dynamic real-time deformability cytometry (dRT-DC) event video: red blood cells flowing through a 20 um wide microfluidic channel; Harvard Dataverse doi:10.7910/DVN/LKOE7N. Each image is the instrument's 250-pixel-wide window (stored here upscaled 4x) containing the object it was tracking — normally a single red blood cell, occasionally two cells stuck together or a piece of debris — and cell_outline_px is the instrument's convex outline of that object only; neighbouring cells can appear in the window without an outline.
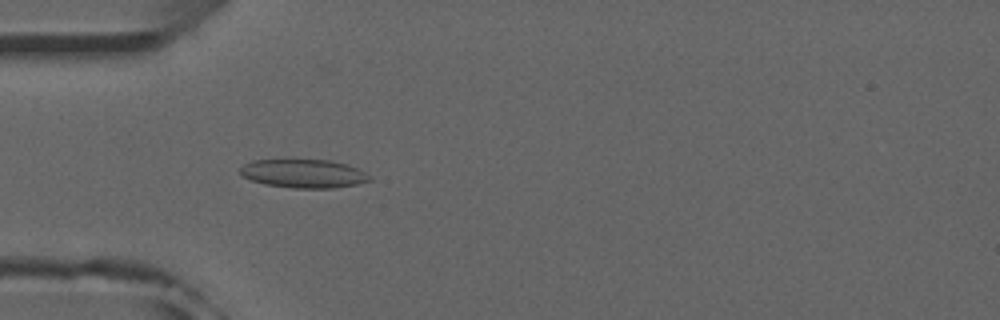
{"species": "common noctule bat (a hibernating species)", "species_latin": "Nyctalus noctula", "temperature_condition": "room temperature", "stored_images_in_passage": 51, "camera_frame_rate_fps": 3000, "um_per_image_px": 0.085, "animal": {"sex": "male", "forearm_length_mm": 52.5}, "frame": {"image": 1, "passage_image": 15, "time_ms": 4.667, "image_size_px": [1000, 320], "cell_outline_px": [[372, 180], [356, 184], [332, 188], [292, 188], [264, 184], [252, 180], [244, 176], [240, 172], [240, 168], [244, 164], [252, 160], [328, 160], [348, 164], [372, 176]], "centroid_in_image_um": [25.82, 14.75], "position_along_channel_um": 59.2, "area_um2": 21.44}}
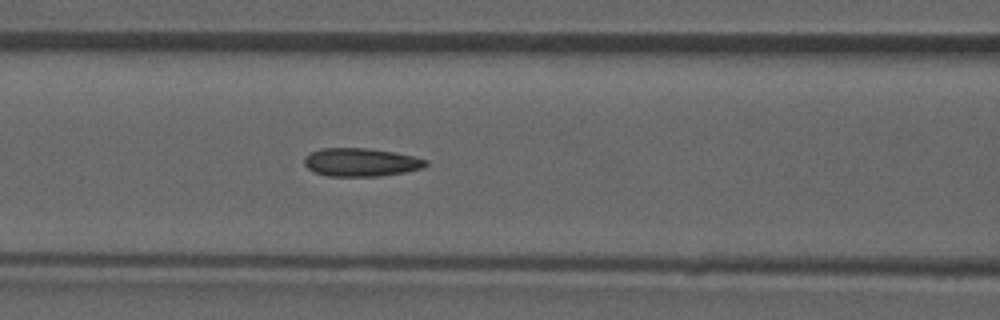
{"frame": {"image": 2, "passage_image": 21, "time_ms": 6.667, "image_size_px": [1000, 320], "cell_outline_px": [[428, 164], [424, 168], [404, 172], [380, 176], [328, 176], [316, 172], [308, 168], [304, 164], [304, 156], [320, 148], [368, 148], [396, 152], [428, 160]], "centroid_in_image_um": [30.69, 13.78], "position_along_channel_um": 135.9, "area_um2": 20.06}}
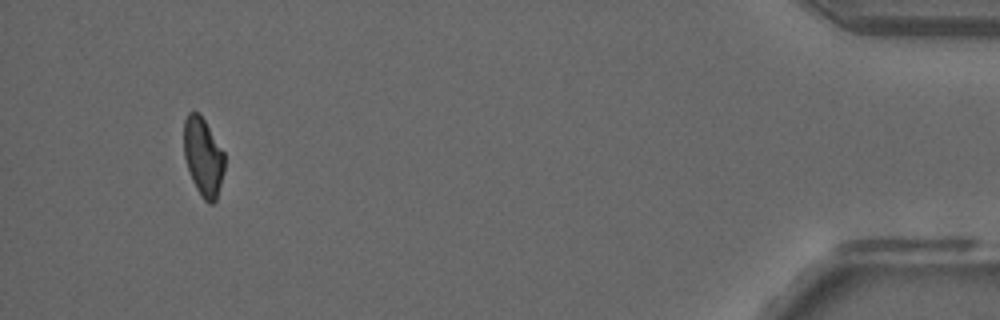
{"frame": {"image": 3, "passage_image": 48, "time_ms": 15.667, "image_size_px": [1000, 320], "cell_outline_px": [[224, 172], [216, 200], [212, 204], [208, 204], [204, 200], [196, 188], [192, 180], [184, 156], [184, 120], [188, 112], [196, 112], [204, 120], [224, 152]], "centroid_in_image_um": [17.27, 13.36], "position_along_channel_um": 417.9, "area_um2": 18.38}, "authors_computed_cell_mechanics": {"area_um2": 19.9988, "velocity_mm_per_s": 3.9689, "shape_relaxation_time_tau1_ms": null, "shape_relaxation_time_tau2_ms": 2.8349, "deformation_change_tau1": null, "deformation_change_tau2": 0.0823}}